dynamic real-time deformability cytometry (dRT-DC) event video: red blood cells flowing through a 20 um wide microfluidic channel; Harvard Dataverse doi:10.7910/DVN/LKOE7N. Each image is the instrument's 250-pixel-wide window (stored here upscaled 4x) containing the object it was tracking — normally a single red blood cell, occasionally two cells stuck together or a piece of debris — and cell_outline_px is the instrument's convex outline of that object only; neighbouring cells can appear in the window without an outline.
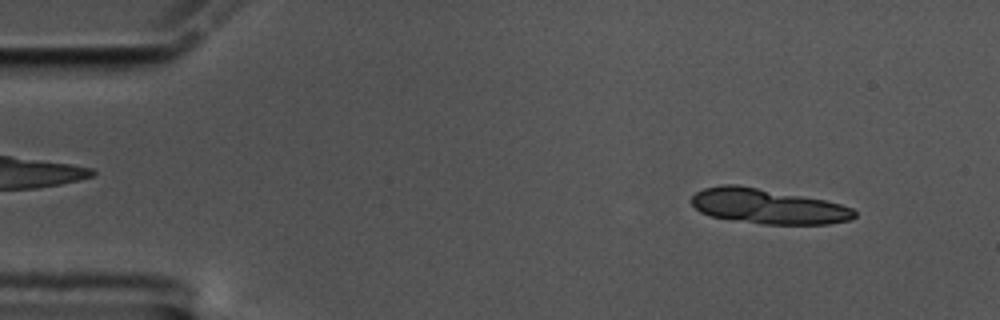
{"species": "common noctule bat (a hibernating species)", "species_latin": "Nyctalus noctula", "temperature_condition": "cold", "stored_images_in_passage": 14, "camera_frame_rate_fps": 3000, "um_per_image_px": 0.085, "animal": {"sex": "male", "body_mass_g": 17.5, "forearm_length_mm": 52.3}, "frame": {"image": 1, "passage_image": 5, "time_ms": 1.333, "image_size_px": [1000, 320], "cell_outline_px": [[856, 216], [848, 220], [828, 224], [764, 224], [708, 216], [700, 212], [692, 204], [692, 196], [696, 192], [704, 188], [720, 184], [740, 184], [824, 200], [840, 204], [852, 208], [856, 212]], "centroid_in_image_um": [65.23, 17.52], "position_along_channel_um": 19.8, "area_um2": 33.18}}